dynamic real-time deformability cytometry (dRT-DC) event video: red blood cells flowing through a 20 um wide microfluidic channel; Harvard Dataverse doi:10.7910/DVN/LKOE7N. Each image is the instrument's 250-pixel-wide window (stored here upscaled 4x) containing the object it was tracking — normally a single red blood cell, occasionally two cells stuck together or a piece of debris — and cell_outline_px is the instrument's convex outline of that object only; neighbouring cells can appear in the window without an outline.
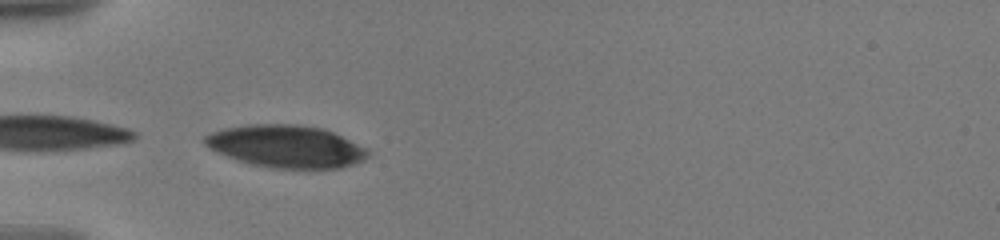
{"species": "human", "species_latin": "Homo sapiens", "temperature_condition": "warm", "stored_images_in_passage": 7, "camera_frame_rate_fps": 3000, "um_per_image_px": 0.085, "donor": {"sex": "male"}, "frame": {"image": 1, "passage_image": 3, "time_ms": 1.667, "image_size_px": [1000, 240], "cell_outline_px": [[368, 156], [364, 160], [340, 168], [272, 168], [252, 164], [236, 160], [216, 152], [204, 144], [204, 136], [212, 132], [224, 128], [248, 124], [296, 124], [324, 128], [368, 148]], "centroid_in_image_um": [24.31, 12.43], "position_along_channel_um": 60.7, "area_um2": 40.4}}
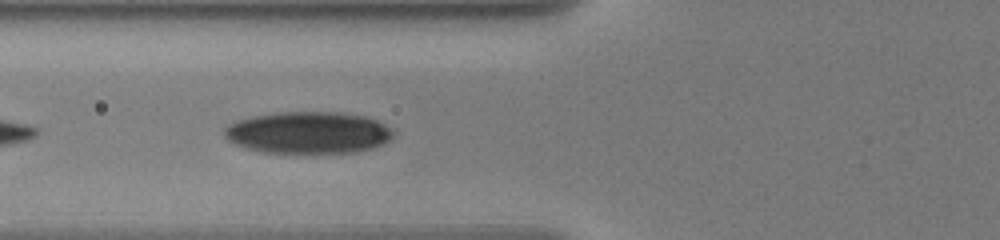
{"frame": {"image": 2, "passage_image": 5, "time_ms": 3.0, "image_size_px": [1000, 240], "cell_outline_px": [[396, 132], [388, 140], [372, 148], [356, 152], [260, 152], [236, 144], [228, 140], [224, 136], [224, 128], [240, 120], [252, 116], [276, 112], [340, 112], [364, 116], [376, 120], [392, 128]], "centroid_in_image_um": [26.22, 11.26], "position_along_channel_um": 99.6, "area_um2": 40.92}}
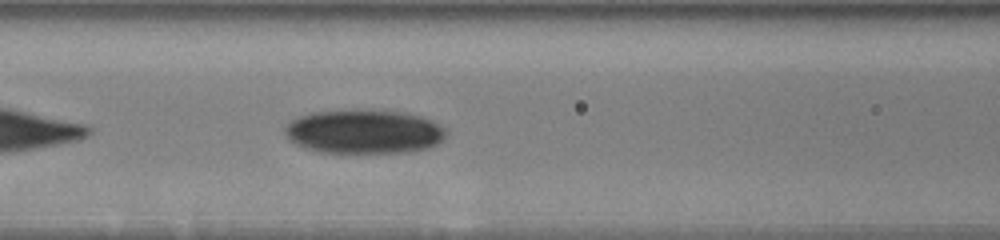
{"frame": {"image": 3, "passage_image": 7, "time_ms": 4.0, "image_size_px": [1000, 240], "cell_outline_px": [[448, 132], [436, 144], [428, 148], [408, 152], [320, 152], [304, 148], [288, 140], [284, 132], [284, 128], [292, 120], [300, 116], [312, 112], [404, 112], [420, 116], [432, 120], [444, 128]], "centroid_in_image_um": [30.93, 11.22], "position_along_channel_um": 135.7, "area_um2": 40.4}}